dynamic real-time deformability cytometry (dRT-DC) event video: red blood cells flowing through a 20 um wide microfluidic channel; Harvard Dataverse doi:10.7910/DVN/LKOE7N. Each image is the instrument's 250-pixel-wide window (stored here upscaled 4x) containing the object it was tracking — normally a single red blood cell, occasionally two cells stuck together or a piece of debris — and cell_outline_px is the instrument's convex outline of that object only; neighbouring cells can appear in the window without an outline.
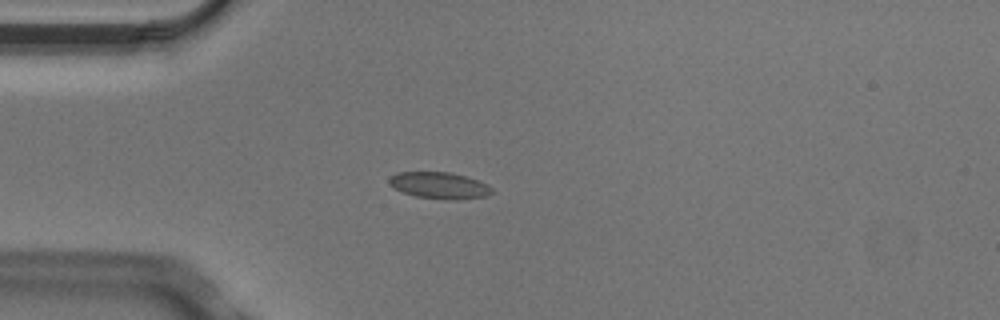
{"species": "Egyptian fruit bat (a non-hibernating species)", "species_latin": "Rousettus aegyptiacus", "temperature_condition": "cold", "stored_images_in_passage": 5, "camera_frame_rate_fps": 3000, "um_per_image_px": 0.085, "animal": {"sex": "male"}, "frame": {"image": 1, "passage_image": 4, "time_ms": 1.0, "image_size_px": [1000, 320], "cell_outline_px": [[492, 192], [488, 196], [460, 200], [444, 200], [416, 196], [404, 192], [388, 184], [388, 180], [396, 172], [448, 172], [464, 176], [488, 184], [492, 188]], "centroid_in_image_um": [37.37, 15.77], "position_along_channel_um": 47.6, "area_um2": 15.9}}